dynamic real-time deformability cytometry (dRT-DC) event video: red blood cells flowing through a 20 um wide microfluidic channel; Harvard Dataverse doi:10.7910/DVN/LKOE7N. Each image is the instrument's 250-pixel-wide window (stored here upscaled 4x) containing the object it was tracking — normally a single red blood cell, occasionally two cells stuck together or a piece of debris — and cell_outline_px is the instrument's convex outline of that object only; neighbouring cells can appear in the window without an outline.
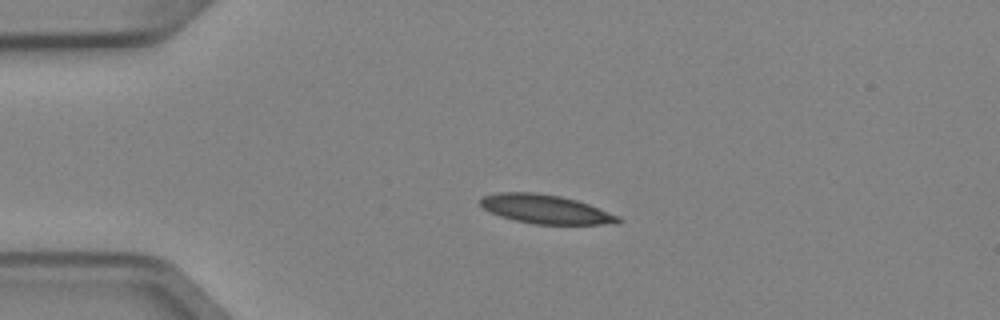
{"species": "Egyptian fruit bat (a non-hibernating species)", "species_latin": "Rousettus aegyptiacus", "temperature_condition": "cold", "stored_images_in_passage": 4, "camera_frame_rate_fps": 3000, "um_per_image_px": 0.085, "animal": {"sex": "female"}, "frame": {"image": 1, "passage_image": 3, "time_ms": 0.667, "image_size_px": [1000, 320], "cell_outline_px": [[624, 220], [616, 224], [536, 224], [516, 220], [500, 216], [484, 208], [480, 204], [480, 196], [496, 192], [536, 192], [560, 196], [576, 200], [588, 204], [620, 216]], "centroid_in_image_um": [46.38, 17.77], "position_along_channel_um": 38.6, "area_um2": 23.24}}